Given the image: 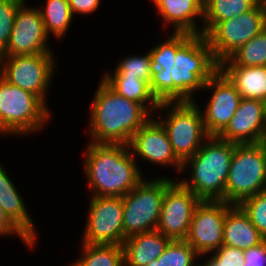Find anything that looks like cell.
<instances>
[{
    "label": "cell",
    "mask_w": 266,
    "mask_h": 266,
    "mask_svg": "<svg viewBox=\"0 0 266 266\" xmlns=\"http://www.w3.org/2000/svg\"><path fill=\"white\" fill-rule=\"evenodd\" d=\"M97 85L88 114L89 142L129 145L153 115L143 105L117 94L102 79Z\"/></svg>",
    "instance_id": "3"
},
{
    "label": "cell",
    "mask_w": 266,
    "mask_h": 266,
    "mask_svg": "<svg viewBox=\"0 0 266 266\" xmlns=\"http://www.w3.org/2000/svg\"><path fill=\"white\" fill-rule=\"evenodd\" d=\"M101 79L117 94L126 99L143 105L153 116L159 107V102L153 96L149 83L132 77H124L120 72H112L106 68Z\"/></svg>",
    "instance_id": "23"
},
{
    "label": "cell",
    "mask_w": 266,
    "mask_h": 266,
    "mask_svg": "<svg viewBox=\"0 0 266 266\" xmlns=\"http://www.w3.org/2000/svg\"><path fill=\"white\" fill-rule=\"evenodd\" d=\"M171 241L157 230L127 237L122 244L124 266H147L162 255Z\"/></svg>",
    "instance_id": "20"
},
{
    "label": "cell",
    "mask_w": 266,
    "mask_h": 266,
    "mask_svg": "<svg viewBox=\"0 0 266 266\" xmlns=\"http://www.w3.org/2000/svg\"><path fill=\"white\" fill-rule=\"evenodd\" d=\"M235 145L218 136H210L183 163L181 174L188 175L178 180L200 200L225 202V186Z\"/></svg>",
    "instance_id": "4"
},
{
    "label": "cell",
    "mask_w": 266,
    "mask_h": 266,
    "mask_svg": "<svg viewBox=\"0 0 266 266\" xmlns=\"http://www.w3.org/2000/svg\"><path fill=\"white\" fill-rule=\"evenodd\" d=\"M102 0H69L70 10L72 15L76 17L79 15L89 16L97 13Z\"/></svg>",
    "instance_id": "35"
},
{
    "label": "cell",
    "mask_w": 266,
    "mask_h": 266,
    "mask_svg": "<svg viewBox=\"0 0 266 266\" xmlns=\"http://www.w3.org/2000/svg\"><path fill=\"white\" fill-rule=\"evenodd\" d=\"M200 255L185 240L171 241L162 255L147 266H195Z\"/></svg>",
    "instance_id": "27"
},
{
    "label": "cell",
    "mask_w": 266,
    "mask_h": 266,
    "mask_svg": "<svg viewBox=\"0 0 266 266\" xmlns=\"http://www.w3.org/2000/svg\"><path fill=\"white\" fill-rule=\"evenodd\" d=\"M261 0H204L202 34L207 35L219 22L238 17Z\"/></svg>",
    "instance_id": "24"
},
{
    "label": "cell",
    "mask_w": 266,
    "mask_h": 266,
    "mask_svg": "<svg viewBox=\"0 0 266 266\" xmlns=\"http://www.w3.org/2000/svg\"><path fill=\"white\" fill-rule=\"evenodd\" d=\"M265 239L239 205L227 203L223 245L243 251L257 246Z\"/></svg>",
    "instance_id": "22"
},
{
    "label": "cell",
    "mask_w": 266,
    "mask_h": 266,
    "mask_svg": "<svg viewBox=\"0 0 266 266\" xmlns=\"http://www.w3.org/2000/svg\"><path fill=\"white\" fill-rule=\"evenodd\" d=\"M266 190V143L236 144L225 186V202L239 205Z\"/></svg>",
    "instance_id": "8"
},
{
    "label": "cell",
    "mask_w": 266,
    "mask_h": 266,
    "mask_svg": "<svg viewBox=\"0 0 266 266\" xmlns=\"http://www.w3.org/2000/svg\"><path fill=\"white\" fill-rule=\"evenodd\" d=\"M155 115L168 134L173 152L182 163L192 157L210 137L196 100L161 102Z\"/></svg>",
    "instance_id": "6"
},
{
    "label": "cell",
    "mask_w": 266,
    "mask_h": 266,
    "mask_svg": "<svg viewBox=\"0 0 266 266\" xmlns=\"http://www.w3.org/2000/svg\"><path fill=\"white\" fill-rule=\"evenodd\" d=\"M6 168L0 162V205L7 216L37 245L36 223L26 200L17 189Z\"/></svg>",
    "instance_id": "19"
},
{
    "label": "cell",
    "mask_w": 266,
    "mask_h": 266,
    "mask_svg": "<svg viewBox=\"0 0 266 266\" xmlns=\"http://www.w3.org/2000/svg\"><path fill=\"white\" fill-rule=\"evenodd\" d=\"M113 72H120L124 77H132L139 80H145L149 83L153 70L150 52L147 49L146 53L139 55H126L118 60Z\"/></svg>",
    "instance_id": "30"
},
{
    "label": "cell",
    "mask_w": 266,
    "mask_h": 266,
    "mask_svg": "<svg viewBox=\"0 0 266 266\" xmlns=\"http://www.w3.org/2000/svg\"><path fill=\"white\" fill-rule=\"evenodd\" d=\"M9 237L12 239V236L22 241L25 247H29L32 250L36 247V244L7 216L3 208L0 205V238Z\"/></svg>",
    "instance_id": "34"
},
{
    "label": "cell",
    "mask_w": 266,
    "mask_h": 266,
    "mask_svg": "<svg viewBox=\"0 0 266 266\" xmlns=\"http://www.w3.org/2000/svg\"><path fill=\"white\" fill-rule=\"evenodd\" d=\"M266 27V7L260 1L238 17L219 22L206 38L215 60L220 64Z\"/></svg>",
    "instance_id": "10"
},
{
    "label": "cell",
    "mask_w": 266,
    "mask_h": 266,
    "mask_svg": "<svg viewBox=\"0 0 266 266\" xmlns=\"http://www.w3.org/2000/svg\"><path fill=\"white\" fill-rule=\"evenodd\" d=\"M239 206L266 240V190L245 199Z\"/></svg>",
    "instance_id": "31"
},
{
    "label": "cell",
    "mask_w": 266,
    "mask_h": 266,
    "mask_svg": "<svg viewBox=\"0 0 266 266\" xmlns=\"http://www.w3.org/2000/svg\"><path fill=\"white\" fill-rule=\"evenodd\" d=\"M219 69L235 85L243 99L266 103V66H236L228 58L219 64Z\"/></svg>",
    "instance_id": "21"
},
{
    "label": "cell",
    "mask_w": 266,
    "mask_h": 266,
    "mask_svg": "<svg viewBox=\"0 0 266 266\" xmlns=\"http://www.w3.org/2000/svg\"><path fill=\"white\" fill-rule=\"evenodd\" d=\"M86 144L81 166L90 197H123L146 177L128 145Z\"/></svg>",
    "instance_id": "2"
},
{
    "label": "cell",
    "mask_w": 266,
    "mask_h": 266,
    "mask_svg": "<svg viewBox=\"0 0 266 266\" xmlns=\"http://www.w3.org/2000/svg\"><path fill=\"white\" fill-rule=\"evenodd\" d=\"M27 4L29 2L25 0L15 14L14 26L3 56L54 53L38 6Z\"/></svg>",
    "instance_id": "15"
},
{
    "label": "cell",
    "mask_w": 266,
    "mask_h": 266,
    "mask_svg": "<svg viewBox=\"0 0 266 266\" xmlns=\"http://www.w3.org/2000/svg\"><path fill=\"white\" fill-rule=\"evenodd\" d=\"M128 146L143 174L144 171H142L143 169L140 167V164L145 161L148 164L151 163L152 166L160 168L170 166L172 169L174 168L175 174L180 177L183 163L173 152L168 134L155 116H152L132 136Z\"/></svg>",
    "instance_id": "13"
},
{
    "label": "cell",
    "mask_w": 266,
    "mask_h": 266,
    "mask_svg": "<svg viewBox=\"0 0 266 266\" xmlns=\"http://www.w3.org/2000/svg\"><path fill=\"white\" fill-rule=\"evenodd\" d=\"M200 258L207 266H243L245 263L243 250L226 245Z\"/></svg>",
    "instance_id": "33"
},
{
    "label": "cell",
    "mask_w": 266,
    "mask_h": 266,
    "mask_svg": "<svg viewBox=\"0 0 266 266\" xmlns=\"http://www.w3.org/2000/svg\"><path fill=\"white\" fill-rule=\"evenodd\" d=\"M227 203L201 200L196 206L186 242L200 255L209 254L223 245Z\"/></svg>",
    "instance_id": "16"
},
{
    "label": "cell",
    "mask_w": 266,
    "mask_h": 266,
    "mask_svg": "<svg viewBox=\"0 0 266 266\" xmlns=\"http://www.w3.org/2000/svg\"><path fill=\"white\" fill-rule=\"evenodd\" d=\"M243 266H266V240L244 251Z\"/></svg>",
    "instance_id": "36"
},
{
    "label": "cell",
    "mask_w": 266,
    "mask_h": 266,
    "mask_svg": "<svg viewBox=\"0 0 266 266\" xmlns=\"http://www.w3.org/2000/svg\"><path fill=\"white\" fill-rule=\"evenodd\" d=\"M261 1L266 6V0H261Z\"/></svg>",
    "instance_id": "38"
},
{
    "label": "cell",
    "mask_w": 266,
    "mask_h": 266,
    "mask_svg": "<svg viewBox=\"0 0 266 266\" xmlns=\"http://www.w3.org/2000/svg\"><path fill=\"white\" fill-rule=\"evenodd\" d=\"M168 38L165 37L162 42L155 43L151 49H149L153 68L160 67L164 70H172L177 49L192 35L189 33H171L168 34Z\"/></svg>",
    "instance_id": "28"
},
{
    "label": "cell",
    "mask_w": 266,
    "mask_h": 266,
    "mask_svg": "<svg viewBox=\"0 0 266 266\" xmlns=\"http://www.w3.org/2000/svg\"><path fill=\"white\" fill-rule=\"evenodd\" d=\"M218 137L236 144L265 142L266 103L242 98L229 124Z\"/></svg>",
    "instance_id": "17"
},
{
    "label": "cell",
    "mask_w": 266,
    "mask_h": 266,
    "mask_svg": "<svg viewBox=\"0 0 266 266\" xmlns=\"http://www.w3.org/2000/svg\"><path fill=\"white\" fill-rule=\"evenodd\" d=\"M80 244V256L72 260L69 266H124L122 245Z\"/></svg>",
    "instance_id": "26"
},
{
    "label": "cell",
    "mask_w": 266,
    "mask_h": 266,
    "mask_svg": "<svg viewBox=\"0 0 266 266\" xmlns=\"http://www.w3.org/2000/svg\"><path fill=\"white\" fill-rule=\"evenodd\" d=\"M52 110L35 94L0 76V137H27L51 122Z\"/></svg>",
    "instance_id": "5"
},
{
    "label": "cell",
    "mask_w": 266,
    "mask_h": 266,
    "mask_svg": "<svg viewBox=\"0 0 266 266\" xmlns=\"http://www.w3.org/2000/svg\"><path fill=\"white\" fill-rule=\"evenodd\" d=\"M203 91L210 94L203 106L198 104L204 126L210 136H218L229 124L242 97L220 69L204 84L199 94Z\"/></svg>",
    "instance_id": "12"
},
{
    "label": "cell",
    "mask_w": 266,
    "mask_h": 266,
    "mask_svg": "<svg viewBox=\"0 0 266 266\" xmlns=\"http://www.w3.org/2000/svg\"><path fill=\"white\" fill-rule=\"evenodd\" d=\"M43 5V6H42ZM40 10L46 33L49 37L60 40L66 38V33L74 21L69 0H44Z\"/></svg>",
    "instance_id": "25"
},
{
    "label": "cell",
    "mask_w": 266,
    "mask_h": 266,
    "mask_svg": "<svg viewBox=\"0 0 266 266\" xmlns=\"http://www.w3.org/2000/svg\"><path fill=\"white\" fill-rule=\"evenodd\" d=\"M175 178L166 188L157 231L173 241L185 240L200 199Z\"/></svg>",
    "instance_id": "14"
},
{
    "label": "cell",
    "mask_w": 266,
    "mask_h": 266,
    "mask_svg": "<svg viewBox=\"0 0 266 266\" xmlns=\"http://www.w3.org/2000/svg\"><path fill=\"white\" fill-rule=\"evenodd\" d=\"M219 70L203 34H192L178 49L172 70L153 68L149 87L159 103L195 101L204 84Z\"/></svg>",
    "instance_id": "1"
},
{
    "label": "cell",
    "mask_w": 266,
    "mask_h": 266,
    "mask_svg": "<svg viewBox=\"0 0 266 266\" xmlns=\"http://www.w3.org/2000/svg\"><path fill=\"white\" fill-rule=\"evenodd\" d=\"M164 32L202 34L204 0H151ZM200 18V19H199ZM200 20V21H198ZM198 21V22H197Z\"/></svg>",
    "instance_id": "18"
},
{
    "label": "cell",
    "mask_w": 266,
    "mask_h": 266,
    "mask_svg": "<svg viewBox=\"0 0 266 266\" xmlns=\"http://www.w3.org/2000/svg\"><path fill=\"white\" fill-rule=\"evenodd\" d=\"M175 179L170 176L145 177L122 197L123 242L134 234L157 229L165 188Z\"/></svg>",
    "instance_id": "7"
},
{
    "label": "cell",
    "mask_w": 266,
    "mask_h": 266,
    "mask_svg": "<svg viewBox=\"0 0 266 266\" xmlns=\"http://www.w3.org/2000/svg\"><path fill=\"white\" fill-rule=\"evenodd\" d=\"M80 243L123 244L122 197H89Z\"/></svg>",
    "instance_id": "11"
},
{
    "label": "cell",
    "mask_w": 266,
    "mask_h": 266,
    "mask_svg": "<svg viewBox=\"0 0 266 266\" xmlns=\"http://www.w3.org/2000/svg\"><path fill=\"white\" fill-rule=\"evenodd\" d=\"M25 0H0V57L5 54L15 14Z\"/></svg>",
    "instance_id": "32"
},
{
    "label": "cell",
    "mask_w": 266,
    "mask_h": 266,
    "mask_svg": "<svg viewBox=\"0 0 266 266\" xmlns=\"http://www.w3.org/2000/svg\"><path fill=\"white\" fill-rule=\"evenodd\" d=\"M202 261H198L197 263H196V265L195 266H207L204 262H202Z\"/></svg>",
    "instance_id": "37"
},
{
    "label": "cell",
    "mask_w": 266,
    "mask_h": 266,
    "mask_svg": "<svg viewBox=\"0 0 266 266\" xmlns=\"http://www.w3.org/2000/svg\"><path fill=\"white\" fill-rule=\"evenodd\" d=\"M56 56L55 53L1 56L0 76L10 84L37 95L49 107L46 98L58 69Z\"/></svg>",
    "instance_id": "9"
},
{
    "label": "cell",
    "mask_w": 266,
    "mask_h": 266,
    "mask_svg": "<svg viewBox=\"0 0 266 266\" xmlns=\"http://www.w3.org/2000/svg\"><path fill=\"white\" fill-rule=\"evenodd\" d=\"M229 59L236 66H266V27L236 50Z\"/></svg>",
    "instance_id": "29"
}]
</instances>
